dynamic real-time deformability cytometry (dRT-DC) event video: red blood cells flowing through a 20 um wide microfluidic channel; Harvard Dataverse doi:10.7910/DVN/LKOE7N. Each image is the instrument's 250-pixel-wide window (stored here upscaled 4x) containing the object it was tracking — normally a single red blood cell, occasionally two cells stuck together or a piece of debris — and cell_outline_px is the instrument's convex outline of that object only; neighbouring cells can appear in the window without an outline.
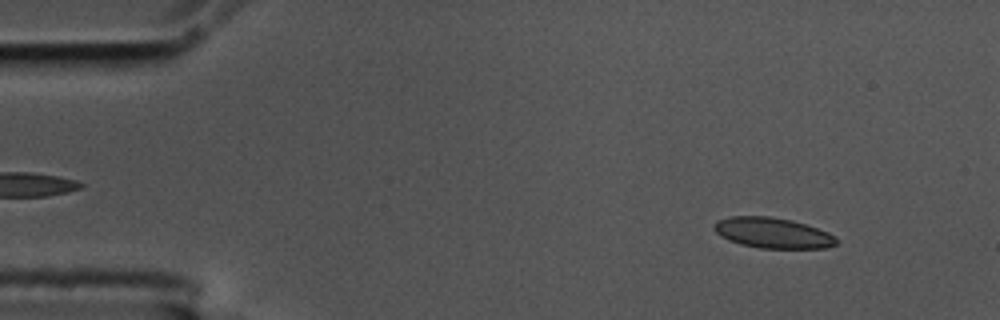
{"species": "common noctule bat (a hibernating species)", "species_latin": "Nyctalus noctula", "temperature_condition": "cold", "stored_images_in_passage": 15, "camera_frame_rate_fps": 3000, "um_per_image_px": 0.085, "animal": {"sex": "male", "body_mass_g": 17.5, "forearm_length_mm": 52.3}, "frame": {"image": 1, "passage_image": 6, "time_ms": 1.667, "image_size_px": [1000, 320], "cell_outline_px": [[836, 244], [824, 248], [760, 248], [740, 244], [728, 240], [720, 236], [712, 228], [716, 220], [728, 216], [768, 216], [792, 220], [828, 232], [836, 236]], "centroid_in_image_um": [65.63, 19.79], "position_along_channel_um": 19.4, "area_um2": 21.79}}